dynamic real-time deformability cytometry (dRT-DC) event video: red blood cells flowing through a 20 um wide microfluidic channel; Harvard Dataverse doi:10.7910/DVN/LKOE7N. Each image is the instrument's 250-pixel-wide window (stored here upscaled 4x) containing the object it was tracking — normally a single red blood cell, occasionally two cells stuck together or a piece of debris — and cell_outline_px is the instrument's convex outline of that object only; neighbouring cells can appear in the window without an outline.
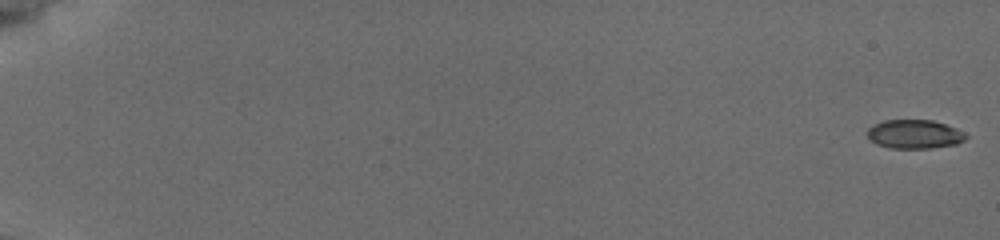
{"species": "common noctule bat (a hibernating species)", "species_latin": "Nyctalus noctula", "temperature_condition": "cold", "stored_images_in_passage": 56, "camera_frame_rate_fps": 3000, "um_per_image_px": 0.085, "animal": {"sex": "female", "body_mass_g": 19.5, "forearm_length_mm": 54.1}, "frame": {"image": 1, "passage_image": 1, "time_ms": 0.0, "image_size_px": [1000, 240], "cell_outline_px": [[968, 136], [964, 140], [956, 144], [928, 148], [892, 148], [876, 144], [868, 136], [868, 128], [884, 120], [932, 120], [956, 128], [964, 132]], "centroid_in_image_um": [77.75, 11.4], "position_along_channel_um": 7.3, "area_um2": 16.36}}
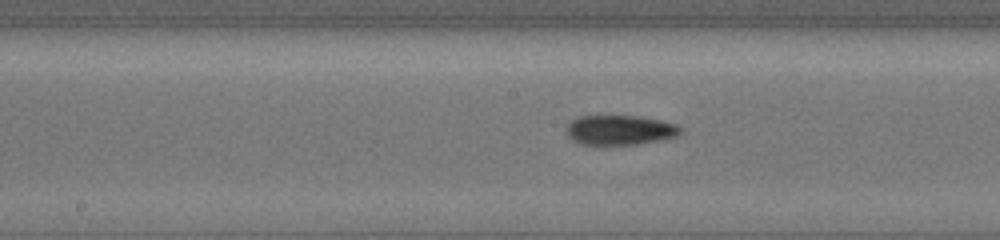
{"frame": {"image": 2, "passage_image": 32, "time_ms": 10.333, "image_size_px": [1000, 240], "cell_outline_px": [[680, 132], [676, 136], [636, 144], [580, 144], [572, 140], [568, 136], [568, 124], [572, 120], [580, 116], [640, 116], [660, 120], [676, 124], [680, 128]], "centroid_in_image_um": [52.67, 11.04], "position_along_channel_um": 195.5, "area_um2": 19.36}}
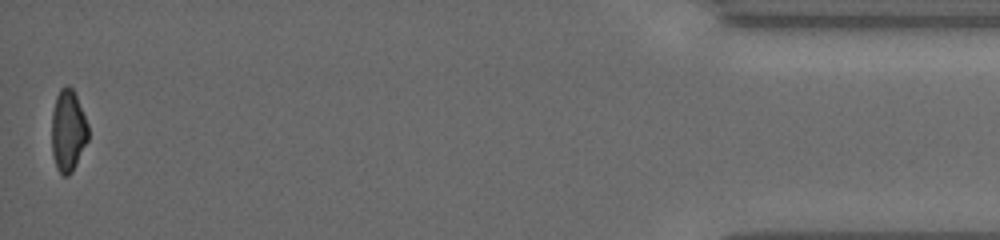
{"frame": {"image": 3, "passage_image": 56, "time_ms": 18.333, "image_size_px": [1000, 240], "cell_outline_px": [[88, 140], [72, 172], [68, 176], [64, 176], [56, 168], [52, 152], [52, 112], [56, 96], [60, 88], [64, 84], [68, 84], [72, 88], [76, 96], [88, 124]], "centroid_in_image_um": [5.78, 11.09], "position_along_channel_um": 429.4, "area_um2": 17.46}, "authors_computed_cell_mechanics": {"area_um2": 18.8139, "velocity_mm_per_s": 3.8472, "shape_relaxation_time_tau1_ms": null, "shape_relaxation_time_tau2_ms": 5.2518, "deformation_change_tau1": null, "deformation_change_tau2": 0.106}}